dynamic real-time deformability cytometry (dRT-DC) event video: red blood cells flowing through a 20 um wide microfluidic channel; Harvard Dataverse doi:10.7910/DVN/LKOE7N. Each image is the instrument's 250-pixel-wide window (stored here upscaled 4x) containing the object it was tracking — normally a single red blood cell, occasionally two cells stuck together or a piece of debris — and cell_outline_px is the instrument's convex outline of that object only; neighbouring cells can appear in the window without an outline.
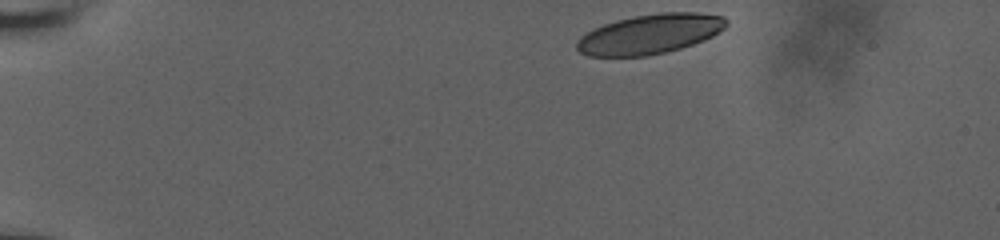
{"species": "human", "species_latin": "Homo sapiens", "temperature_condition": "room temperature", "stored_images_in_passage": 41, "camera_frame_rate_fps": 3000, "um_per_image_px": 0.085, "donor": {"sex": "male"}, "frame": {"image": 1, "passage_image": 1, "time_ms": 0.0, "image_size_px": [1000, 240], "cell_outline_px": [[728, 24], [724, 28], [712, 36], [704, 40], [680, 48], [648, 56], [588, 56], [580, 52], [576, 48], [576, 40], [580, 36], [592, 28], [616, 20], [632, 16], [660, 12], [696, 12], [724, 16], [728, 20]], "centroid_in_image_um": [55.22, 2.88], "position_along_channel_um": 29.8, "area_um2": 34.8}}
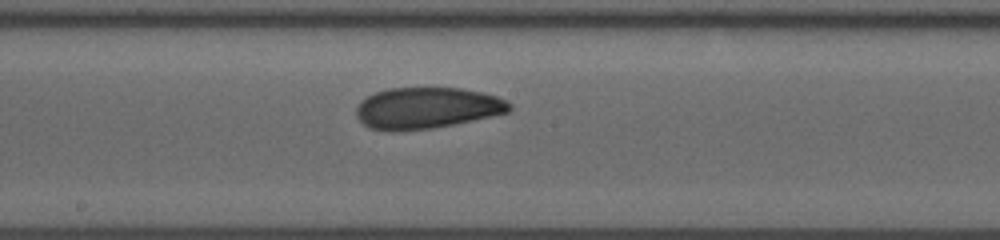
{"frame": {"image": 2, "passage_image": 23, "time_ms": 7.333, "image_size_px": [1000, 240], "cell_outline_px": [[512, 108], [508, 112], [472, 120], [432, 128], [392, 132], [368, 128], [356, 116], [356, 108], [360, 100], [376, 92], [388, 88], [460, 88], [480, 92], [496, 96], [512, 104]], "centroid_in_image_um": [36.23, 9.18], "position_along_channel_um": 212.0, "area_um2": 36.76}}
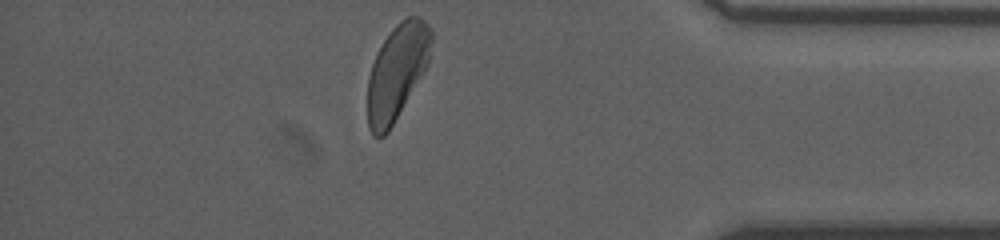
{"frame": {"image": 3, "passage_image": 40, "time_ms": 13.0, "image_size_px": [1000, 240], "cell_outline_px": [[432, 40], [428, 64], [424, 72], [388, 132], [384, 136], [372, 136], [368, 128], [368, 80], [372, 64], [376, 52], [392, 28], [400, 20], [408, 16], [416, 16], [424, 20], [428, 24], [432, 32]], "centroid_in_image_um": [33.74, 6.1], "position_along_channel_um": 401.5, "area_um2": 35.26}, "authors_computed_cell_mechanics": {"area_um2": 36.3562, "velocity_mm_per_s": 3.8091, "shape_relaxation_time_tau1_ms": 7.1599, "shape_relaxation_time_tau2_ms": 2.5939, "deformation_change_tau1": 0.1614, "deformation_change_tau2": 0.0829}}